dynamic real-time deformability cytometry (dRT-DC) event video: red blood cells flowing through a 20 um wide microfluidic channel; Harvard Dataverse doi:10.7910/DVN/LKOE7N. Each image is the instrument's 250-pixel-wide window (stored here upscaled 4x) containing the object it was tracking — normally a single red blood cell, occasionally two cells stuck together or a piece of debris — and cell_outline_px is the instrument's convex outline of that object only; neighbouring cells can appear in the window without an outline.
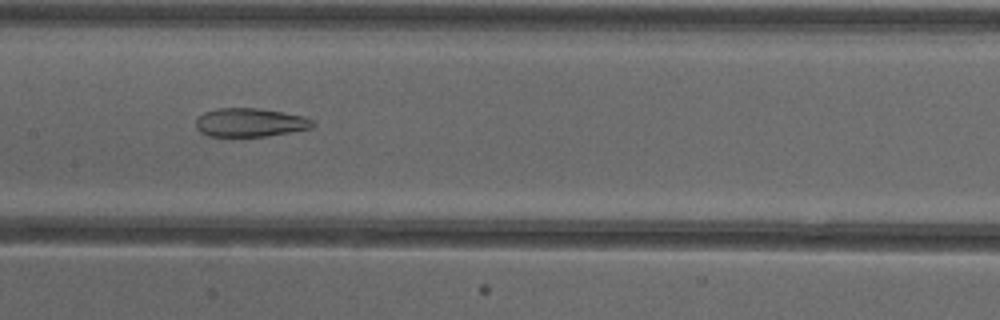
{"species": "common noctule bat (a hibernating species)", "species_latin": "Nyctalus noctula", "temperature_condition": "cold", "stored_images_in_passage": 53, "camera_frame_rate_fps": 3000, "um_per_image_px": 0.085, "animal": {"sex": "female"}, "frame": {"image": 1, "passage_image": 27, "time_ms": 8.667, "image_size_px": [1000, 320], "cell_outline_px": [[316, 124], [312, 128], [264, 136], [208, 136], [200, 132], [196, 128], [196, 120], [204, 112], [216, 108], [256, 108], [304, 116], [316, 120]], "centroid_in_image_um": [21.27, 10.41], "position_along_channel_um": 186.1, "area_um2": 19.42}}
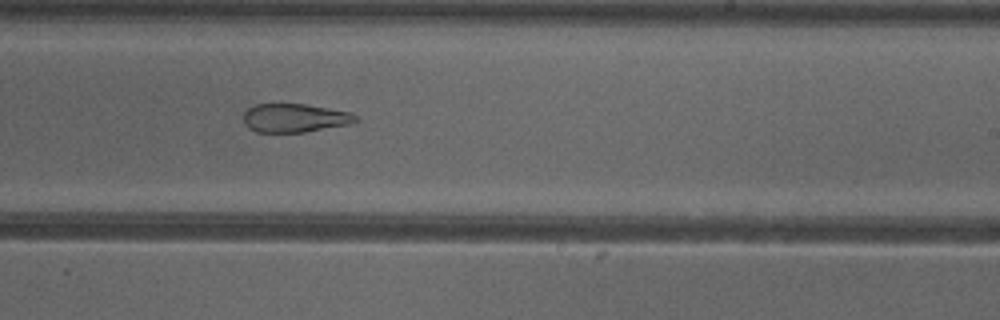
{"frame": {"image": 2, "passage_image": 33, "time_ms": 10.667, "image_size_px": [1000, 320], "cell_outline_px": [[360, 120], [348, 124], [304, 132], [256, 132], [248, 128], [244, 124], [244, 112], [248, 108], [256, 104], [304, 104], [352, 112]], "centroid_in_image_um": [25.04, 10.03], "position_along_channel_um": 264.0, "area_um2": 18.67}}
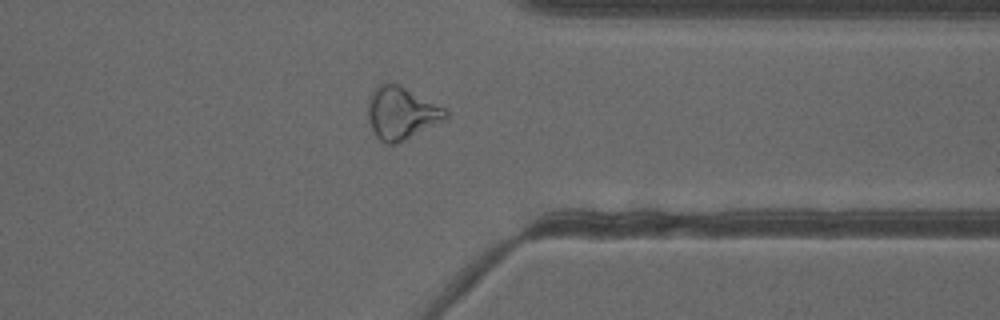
{"frame": {"image": 3, "passage_image": 42, "time_ms": 13.667, "image_size_px": [1000, 320], "cell_outline_px": [[448, 116], [444, 120], [404, 140], [392, 144], [388, 144], [380, 140], [376, 136], [368, 120], [368, 100], [372, 88], [380, 84], [400, 84], [448, 108]], "centroid_in_image_um": [34.13, 9.58], "position_along_channel_um": 377.3, "area_um2": 23.93}, "authors_computed_cell_mechanics": {"area_um2": 25.6632, "velocity_mm_per_s": 3.9098, "shape_relaxation_time_tau1_ms": null, "shape_relaxation_time_tau2_ms": 2.9349, "deformation_change_tau1": null, "deformation_change_tau2": 0.1152}}